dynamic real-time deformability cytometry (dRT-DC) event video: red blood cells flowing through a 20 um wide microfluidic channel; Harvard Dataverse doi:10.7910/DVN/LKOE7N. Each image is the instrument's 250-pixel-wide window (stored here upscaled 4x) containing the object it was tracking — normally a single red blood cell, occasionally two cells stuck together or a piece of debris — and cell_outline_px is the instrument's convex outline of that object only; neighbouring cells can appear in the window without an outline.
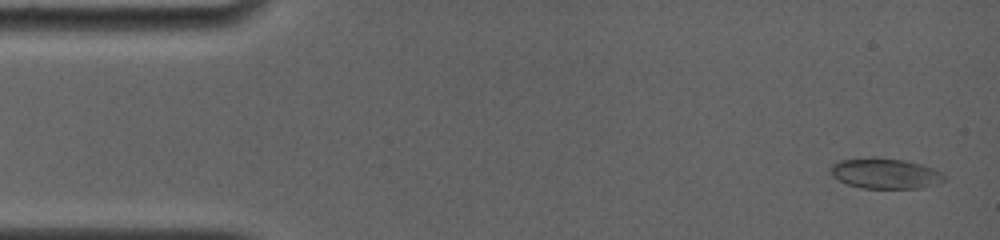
{"species": "common noctule bat (a hibernating species)", "species_latin": "Nyctalus noctula", "temperature_condition": "room temperature", "stored_images_in_passage": 30, "camera_frame_rate_fps": 4000, "um_per_image_px": 0.085, "animal": {"sex": "female", "body_mass_g": 19.0, "forearm_length_mm": 56.7}, "frame": {"image": 1, "passage_image": 1, "time_ms": 0.0, "image_size_px": [1000, 240], "cell_outline_px": [[944, 180], [920, 188], [864, 188], [848, 184], [832, 176], [828, 168], [832, 164], [840, 160], [904, 160], [920, 164], [944, 172]], "centroid_in_image_um": [75.24, 14.78], "position_along_channel_um": 9.8, "area_um2": 19.25}}
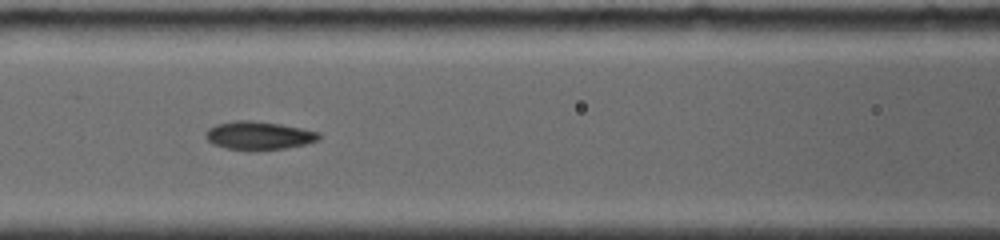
{"frame": {"image": 2, "passage_image": 13, "time_ms": 6.5, "image_size_px": [1000, 240], "cell_outline_px": [[320, 140], [304, 144], [284, 148], [224, 148], [212, 144], [204, 136], [204, 132], [208, 128], [216, 124], [236, 120], [252, 120], [280, 124], [320, 132]], "centroid_in_image_um": [21.96, 11.48], "position_along_channel_um": 144.6, "area_um2": 18.21}}
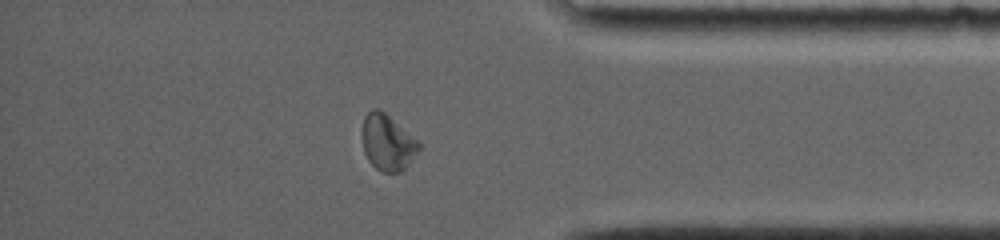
{"frame": {"image": 3, "passage_image": 26, "time_ms": 13.5, "image_size_px": [1000, 240], "cell_outline_px": [[420, 148], [408, 164], [400, 172], [380, 172], [368, 160], [364, 152], [360, 136], [360, 132], [364, 116], [372, 108], [380, 108], [420, 140]], "centroid_in_image_um": [32.91, 12.07], "position_along_channel_um": 402.3, "area_um2": 19.02}, "authors_computed_cell_mechanics": {"area_um2": 18.9006, "velocity_mm_per_s": 3.7834, "shape_relaxation_time_tau1_ms": 5.1308, "shape_relaxation_time_tau2_ms": 2.0173, "deformation_change_tau1": 0.1759, "deformation_change_tau2": 0.0603}}